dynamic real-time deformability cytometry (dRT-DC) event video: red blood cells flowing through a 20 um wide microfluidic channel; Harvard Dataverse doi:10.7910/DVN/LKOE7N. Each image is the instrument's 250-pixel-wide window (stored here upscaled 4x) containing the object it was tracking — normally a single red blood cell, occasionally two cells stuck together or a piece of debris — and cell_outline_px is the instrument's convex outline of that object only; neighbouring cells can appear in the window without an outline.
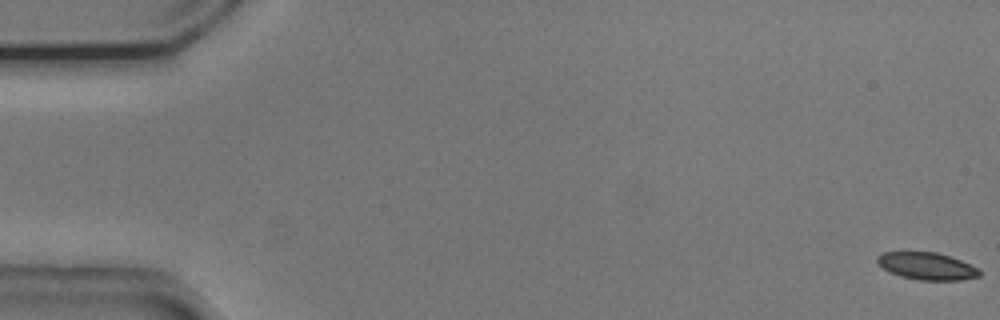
{"species": "common noctule bat (a hibernating species)", "species_latin": "Nyctalus noctula", "temperature_condition": "cold", "stored_images_in_passage": 56, "camera_frame_rate_fps": 3000, "um_per_image_px": 0.085, "animal": {"sex": "male", "body_mass_g": 20.5, "forearm_length_mm": 52.5}, "frame": {"image": 1, "passage_image": 1, "time_ms": 0.0, "image_size_px": [1000, 320], "cell_outline_px": [[980, 276], [960, 280], [920, 280], [900, 276], [888, 272], [876, 260], [876, 256], [884, 252], [936, 252], [952, 256], [980, 268]], "centroid_in_image_um": [78.81, 22.61], "position_along_channel_um": 6.2, "area_um2": 16.36}}
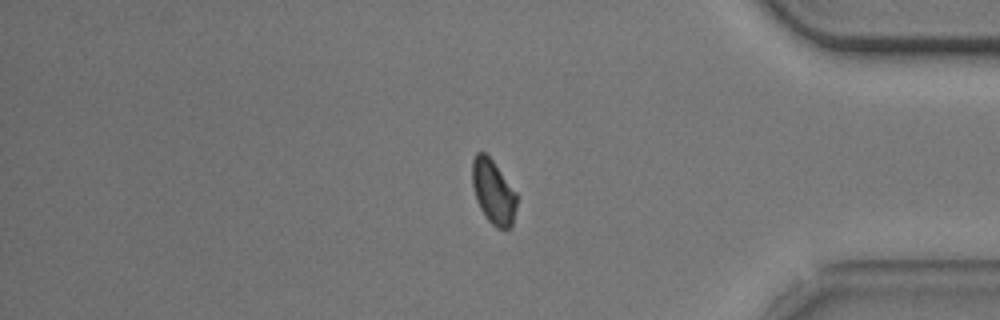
{"frame": {"image": 2, "passage_image": 46, "time_ms": 15.0, "image_size_px": [1000, 320], "cell_outline_px": [[516, 208], [512, 224], [508, 228], [496, 228], [488, 220], [480, 208], [476, 200], [472, 184], [472, 160], [476, 152], [484, 152], [492, 160], [516, 192]], "centroid_in_image_um": [41.91, 16.3], "position_along_channel_um": 393.3, "area_um2": 16.47}, "authors_computed_cell_mechanics": {"area_um2": 17.2244, "velocity_mm_per_s": 3.7378, "shape_relaxation_time_tau1_ms": 1.9894, "shape_relaxation_time_tau2_ms": 4.4032, "deformation_change_tau1": 0.0793, "deformation_change_tau2": 0.0818}}